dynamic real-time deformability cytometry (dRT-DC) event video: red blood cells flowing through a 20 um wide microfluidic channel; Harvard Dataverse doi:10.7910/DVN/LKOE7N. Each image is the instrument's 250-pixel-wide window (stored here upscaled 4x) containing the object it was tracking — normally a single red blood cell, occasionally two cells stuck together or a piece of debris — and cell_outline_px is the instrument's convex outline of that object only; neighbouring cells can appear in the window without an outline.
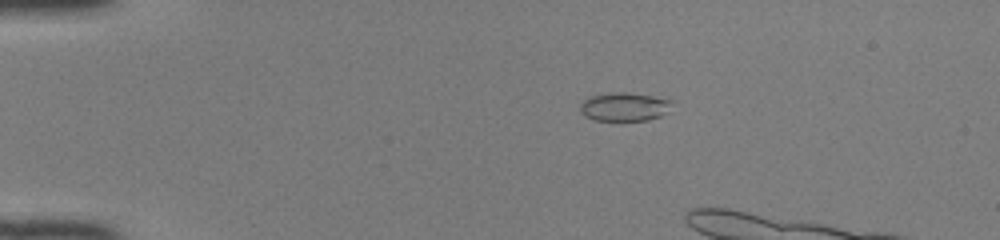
{"species": "common noctule bat (a hibernating species)", "species_latin": "Nyctalus noctula", "temperature_condition": "room temperature", "stored_images_in_passage": 7, "camera_frame_rate_fps": 3000, "um_per_image_px": 0.085, "animal": {"sex": "female", "body_mass_g": 22.0, "forearm_length_mm": 56.7}, "frame": {"image": 1, "passage_image": 1, "time_ms": 0.0, "image_size_px": [1000, 240], "cell_outline_px": [[672, 100], [664, 112], [660, 116], [648, 120], [596, 120], [584, 116], [580, 112], [580, 104], [588, 96], [612, 92], [628, 92], [652, 96]], "centroid_in_image_um": [52.98, 9.06], "position_along_channel_um": 32.0, "area_um2": 15.09}}